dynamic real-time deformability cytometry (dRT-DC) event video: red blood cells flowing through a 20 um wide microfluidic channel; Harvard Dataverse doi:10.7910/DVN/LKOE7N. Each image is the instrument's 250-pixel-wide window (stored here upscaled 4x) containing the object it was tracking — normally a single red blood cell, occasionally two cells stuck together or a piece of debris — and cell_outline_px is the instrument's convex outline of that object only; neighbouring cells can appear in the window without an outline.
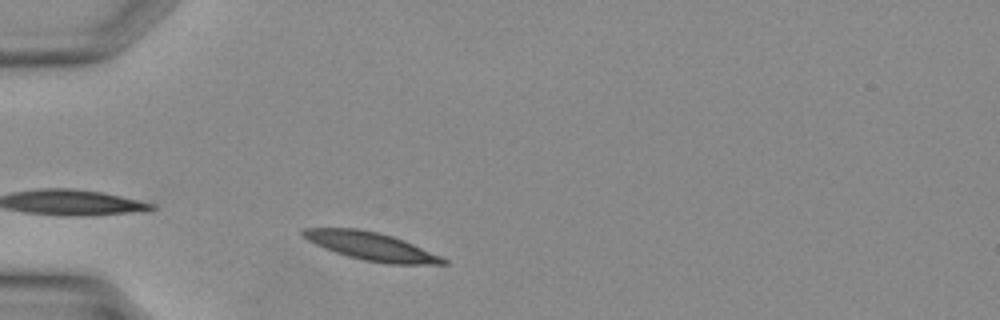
{"species": "Egyptian fruit bat (a non-hibernating species)", "species_latin": "Rousettus aegyptiacus", "temperature_condition": "warm", "stored_images_in_passage": 25, "camera_frame_rate_fps": 3000, "um_per_image_px": 0.085, "animal": {"sex": "female"}, "frame": {"image": 1, "passage_image": 3, "time_ms": 0.667, "image_size_px": [1000, 320], "cell_outline_px": [[448, 264], [388, 264], [364, 260], [348, 256], [324, 248], [300, 236], [300, 228], [356, 228], [376, 232], [392, 236], [404, 240], [440, 256], [448, 260]], "centroid_in_image_um": [31.51, 20.93], "position_along_channel_um": 53.5, "area_um2": 22.77}}
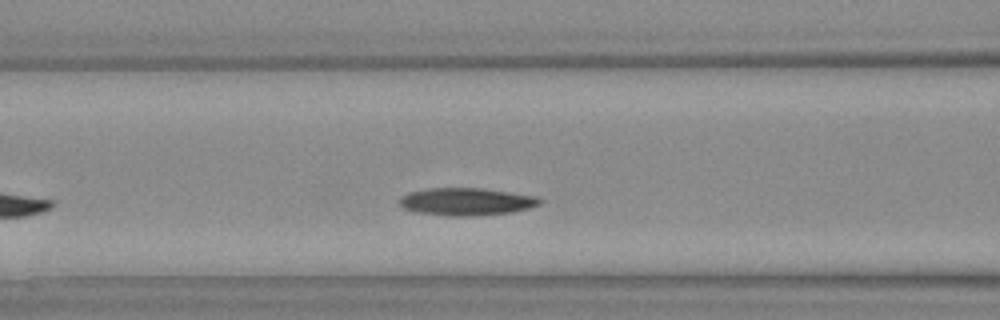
{"frame": {"image": 2, "passage_image": 8, "time_ms": 2.333, "image_size_px": [1000, 320], "cell_outline_px": [[544, 200], [540, 204], [528, 208], [512, 212], [476, 216], [448, 216], [416, 212], [400, 208], [396, 204], [396, 200], [400, 196], [408, 192], [428, 188], [480, 188], [540, 196]], "centroid_in_image_um": [39.58, 17.14], "position_along_channel_um": 127.0, "area_um2": 23.06}}
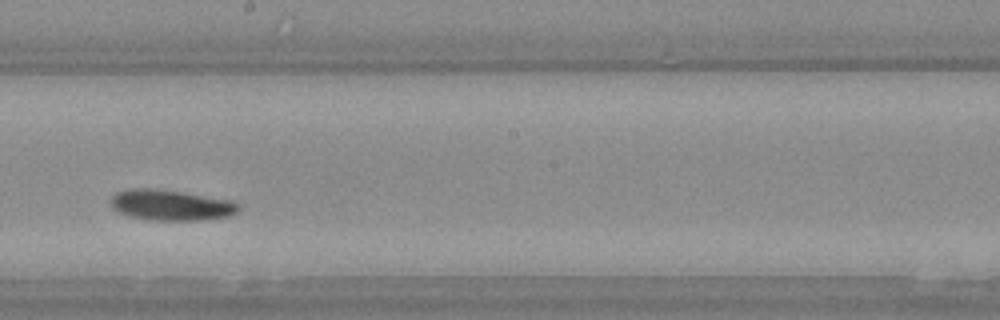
{"frame": {"image": 3, "passage_image": 14, "time_ms": 4.333, "image_size_px": [1000, 320], "cell_outline_px": [[240, 208], [232, 216], [208, 220], [148, 220], [128, 216], [116, 212], [112, 208], [108, 200], [116, 192], [132, 188], [148, 188], [180, 192], [232, 200], [240, 204]], "centroid_in_image_um": [14.51, 17.45], "position_along_channel_um": 233.7, "area_um2": 23.18}}